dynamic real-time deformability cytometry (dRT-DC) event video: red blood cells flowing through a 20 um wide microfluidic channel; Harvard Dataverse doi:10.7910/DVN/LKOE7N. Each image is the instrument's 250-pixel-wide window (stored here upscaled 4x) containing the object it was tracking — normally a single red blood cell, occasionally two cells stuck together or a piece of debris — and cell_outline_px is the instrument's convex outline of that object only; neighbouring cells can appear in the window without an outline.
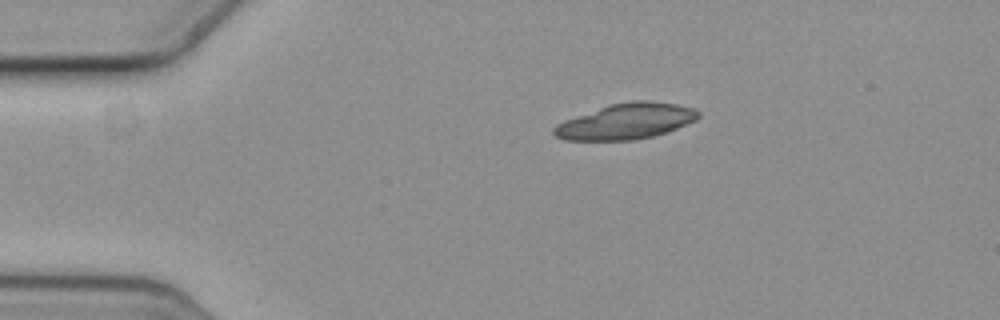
{"species": "common noctule bat (a hibernating species)", "species_latin": "Nyctalus noctula", "temperature_condition": "cold", "stored_images_in_passage": 47, "camera_frame_rate_fps": 3000, "um_per_image_px": 0.085, "animal": {"sex": "female", "body_mass_g": 19.3, "forearm_length_mm": 54.1}, "frame": {"image": 1, "passage_image": 1, "time_ms": 0.0, "image_size_px": [1000, 320], "cell_outline_px": [[700, 116], [696, 120], [668, 132], [652, 136], [632, 140], [564, 140], [556, 136], [552, 132], [552, 128], [556, 124], [564, 120], [608, 104], [632, 100], [648, 100], [676, 104], [692, 108], [700, 112]], "centroid_in_image_um": [53.2, 10.31], "position_along_channel_um": 31.8, "area_um2": 30.17}}